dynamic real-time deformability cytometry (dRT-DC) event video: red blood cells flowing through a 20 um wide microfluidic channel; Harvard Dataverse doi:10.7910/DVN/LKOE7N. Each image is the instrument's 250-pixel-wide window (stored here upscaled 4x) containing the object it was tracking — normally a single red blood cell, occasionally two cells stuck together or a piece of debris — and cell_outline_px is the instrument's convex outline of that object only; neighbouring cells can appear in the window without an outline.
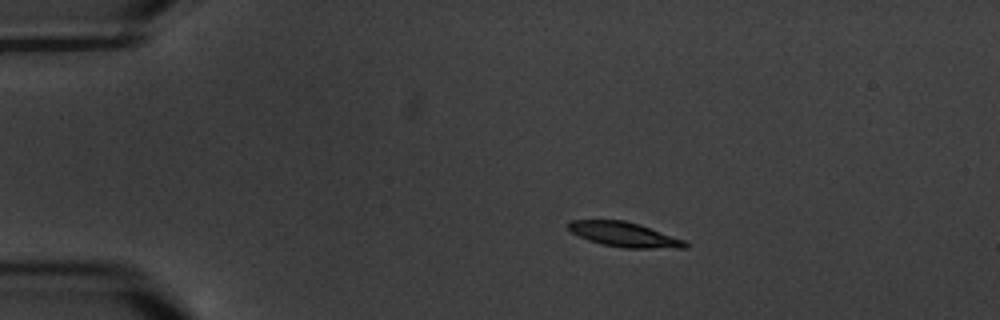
{"species": "common noctule bat (a hibernating species)", "species_latin": "Nyctalus noctula", "temperature_condition": "warm", "stored_images_in_passage": 6, "camera_frame_rate_fps": 3000, "um_per_image_px": 0.085, "animal": {"sex": "male", "body_mass_g": 20.1, "forearm_length_mm": 53.5}, "frame": {"image": 1, "passage_image": 3, "time_ms": 2.333, "image_size_px": [1000, 320], "cell_outline_px": [[688, 248], [624, 248], [600, 244], [588, 240], [572, 232], [568, 228], [568, 224], [572, 220], [624, 220], [640, 224], [684, 240], [688, 244]], "centroid_in_image_um": [53.07, 19.94], "position_along_channel_um": 31.9, "area_um2": 16.76}}
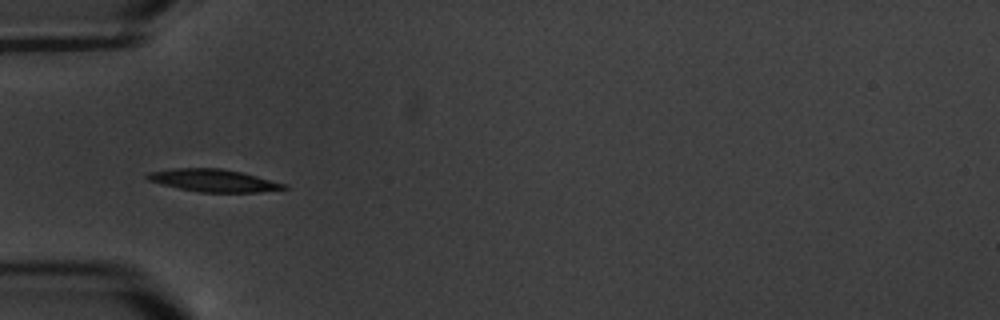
{"frame": {"image": 2, "passage_image": 5, "time_ms": 5.0, "image_size_px": [1000, 320], "cell_outline_px": [[288, 188], [260, 192], [200, 192], [160, 184], [148, 180], [144, 176], [148, 172], [172, 168], [220, 168], [240, 172], [288, 184]], "centroid_in_image_um": [18.13, 15.34], "position_along_channel_um": 66.9, "area_um2": 17.86}}